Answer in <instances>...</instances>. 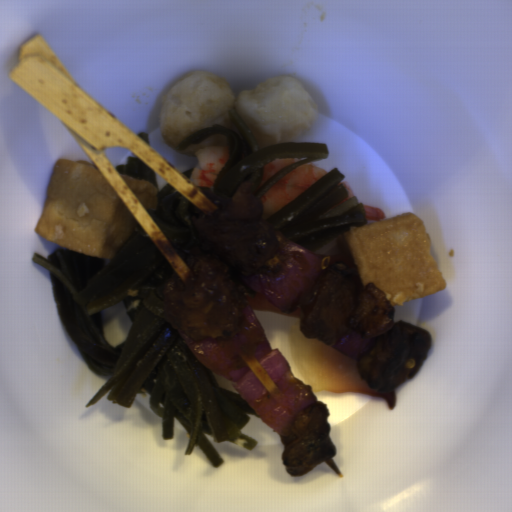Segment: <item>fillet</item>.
<instances>
[{
	"label": "fillet",
	"mask_w": 512,
	"mask_h": 512,
	"mask_svg": "<svg viewBox=\"0 0 512 512\" xmlns=\"http://www.w3.org/2000/svg\"><path fill=\"white\" fill-rule=\"evenodd\" d=\"M289 335L293 370L296 378L308 384L313 393L359 392L383 396L389 410L396 407L395 387L377 391L358 372V357L339 351L335 344H324L306 336L300 324V316L290 317Z\"/></svg>",
	"instance_id": "1"
}]
</instances>
